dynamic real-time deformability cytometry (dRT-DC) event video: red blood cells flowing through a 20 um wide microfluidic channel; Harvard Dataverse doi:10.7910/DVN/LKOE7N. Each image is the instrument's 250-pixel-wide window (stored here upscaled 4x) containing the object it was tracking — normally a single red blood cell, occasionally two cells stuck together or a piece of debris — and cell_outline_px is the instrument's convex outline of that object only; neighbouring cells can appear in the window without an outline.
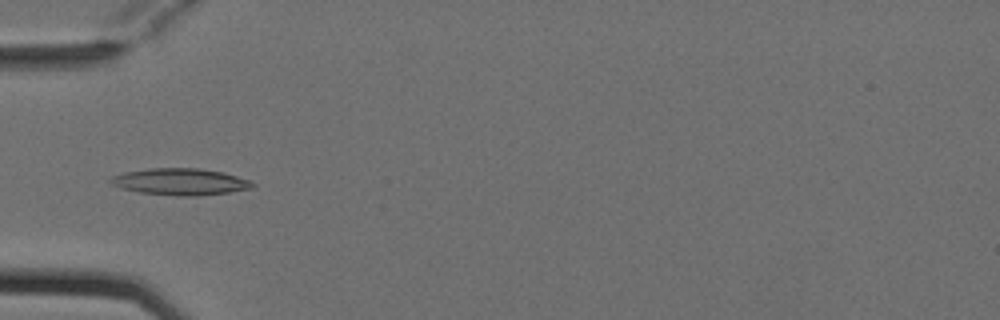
{"species": "Egyptian fruit bat (a non-hibernating species)", "species_latin": "Rousettus aegyptiacus", "temperature_condition": "cold", "stored_images_in_passage": 4, "camera_frame_rate_fps": 3000, "um_per_image_px": 0.085, "animal": {"sex": "female"}, "frame": {"image": 1, "passage_image": 4, "time_ms": 1.0, "image_size_px": [1000, 320], "cell_outline_px": [[256, 184], [252, 188], [228, 192], [196, 196], [176, 196], [140, 192], [120, 188], [112, 184], [108, 180], [112, 176], [124, 172], [148, 168], [196, 168], [224, 172], [252, 180]], "centroid_in_image_um": [15.34, 15.44], "position_along_channel_um": 69.7, "area_um2": 22.2}}